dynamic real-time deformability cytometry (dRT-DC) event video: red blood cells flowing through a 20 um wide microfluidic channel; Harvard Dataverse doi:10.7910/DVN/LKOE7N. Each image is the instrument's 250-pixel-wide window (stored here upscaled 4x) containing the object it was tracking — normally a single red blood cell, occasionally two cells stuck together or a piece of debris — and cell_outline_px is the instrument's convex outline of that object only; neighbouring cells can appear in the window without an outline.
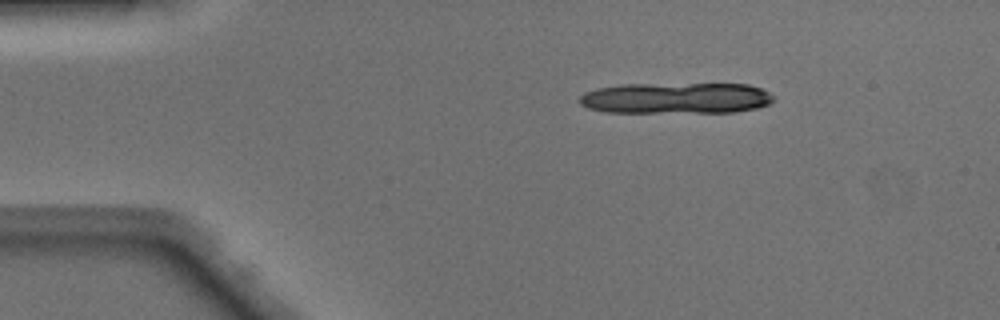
{"species": "Egyptian fruit bat (a non-hibernating species)", "species_latin": "Rousettus aegyptiacus", "temperature_condition": "warm", "stored_images_in_passage": 12, "camera_frame_rate_fps": 3000, "um_per_image_px": 0.085, "animal": {"sex": "male"}, "frame": {"image": 1, "passage_image": 1, "time_ms": 0.0, "image_size_px": [1000, 320], "cell_outline_px": [[776, 100], [768, 104], [756, 108], [736, 112], [604, 112], [588, 108], [580, 104], [580, 96], [584, 92], [596, 88], [620, 84], [748, 84], [760, 88], [768, 92]], "centroid_in_image_um": [57.45, 8.34], "position_along_channel_um": 27.6, "area_um2": 35.32}}